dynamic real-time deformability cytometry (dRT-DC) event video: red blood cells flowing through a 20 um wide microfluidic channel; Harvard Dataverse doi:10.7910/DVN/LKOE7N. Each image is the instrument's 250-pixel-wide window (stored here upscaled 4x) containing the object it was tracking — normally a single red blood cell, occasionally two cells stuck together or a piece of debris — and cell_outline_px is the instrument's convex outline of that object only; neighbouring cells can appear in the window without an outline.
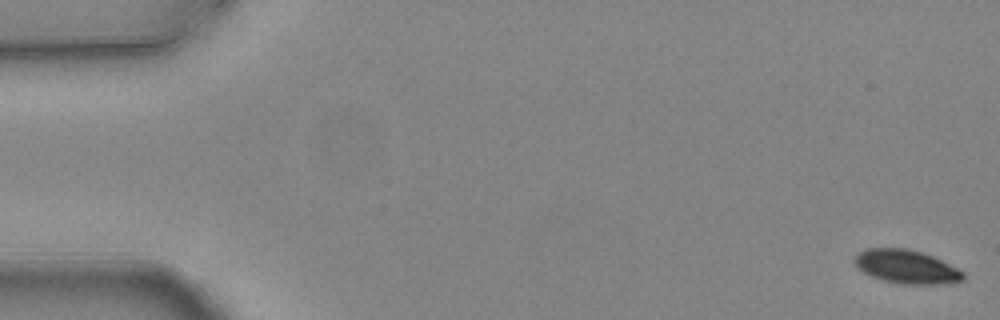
{"species": "common noctule bat (a hibernating species)", "species_latin": "Nyctalus noctula", "temperature_condition": "warm", "stored_images_in_passage": 5, "camera_frame_rate_fps": 3000, "um_per_image_px": 0.085, "animal": {"sex": "female", "body_mass_g": 24.6, "forearm_length_mm": 56.2}, "frame": {"image": 1, "passage_image": 1, "time_ms": 0.0, "image_size_px": [1000, 320], "cell_outline_px": [[964, 280], [936, 284], [904, 284], [884, 280], [872, 276], [864, 272], [856, 264], [856, 256], [864, 248], [908, 248], [932, 256], [964, 272]], "centroid_in_image_um": [77.05, 22.66], "position_along_channel_um": 7.9, "area_um2": 20.75}}
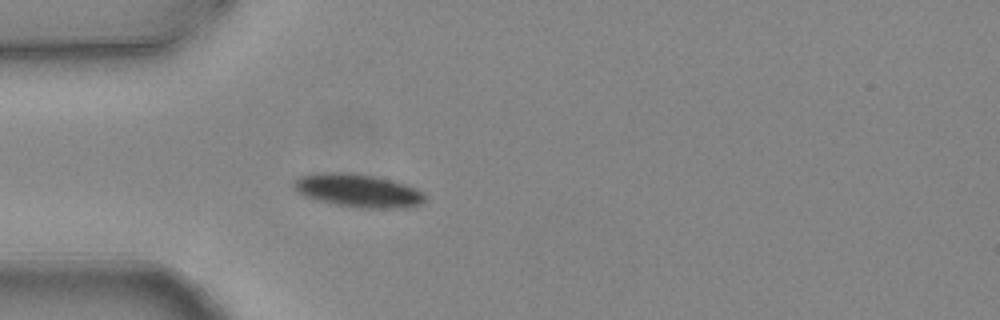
{"frame": {"image": 2, "passage_image": 5, "time_ms": 1.333, "image_size_px": [1000, 320], "cell_outline_px": [[424, 200], [420, 204], [404, 208], [360, 208], [332, 204], [316, 200], [304, 196], [296, 192], [292, 184], [292, 180], [300, 176], [320, 172], [348, 172], [376, 176], [392, 180], [416, 188], [424, 192]], "centroid_in_image_um": [30.38, 16.19], "position_along_channel_um": 54.6, "area_um2": 25.72}}